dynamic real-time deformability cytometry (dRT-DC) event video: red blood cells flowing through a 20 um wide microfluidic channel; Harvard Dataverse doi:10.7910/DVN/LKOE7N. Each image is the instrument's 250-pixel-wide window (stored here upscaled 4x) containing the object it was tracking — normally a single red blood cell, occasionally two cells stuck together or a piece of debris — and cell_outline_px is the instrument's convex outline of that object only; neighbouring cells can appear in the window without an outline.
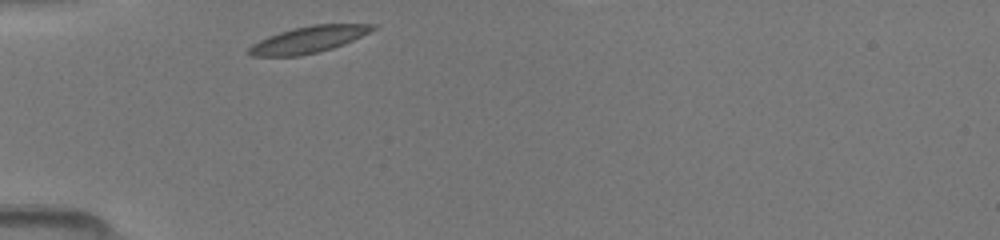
{"species": "common noctule bat (a hibernating species)", "species_latin": "Nyctalus noctula", "temperature_condition": "room temperature", "stored_images_in_passage": 28, "camera_frame_rate_fps": 3000, "um_per_image_px": 0.085, "animal": {"sex": "female", "body_mass_g": 19.5, "forearm_length_mm": 54.1}, "frame": {"image": 1, "passage_image": 1, "time_ms": 0.0, "image_size_px": [1000, 240], "cell_outline_px": [[380, 24], [376, 28], [344, 44], [332, 48], [300, 56], [252, 56], [244, 52], [252, 44], [268, 36], [292, 28], [312, 24]], "centroid_in_image_um": [26.18, 3.36], "position_along_channel_um": 58.8, "area_um2": 19.13}}
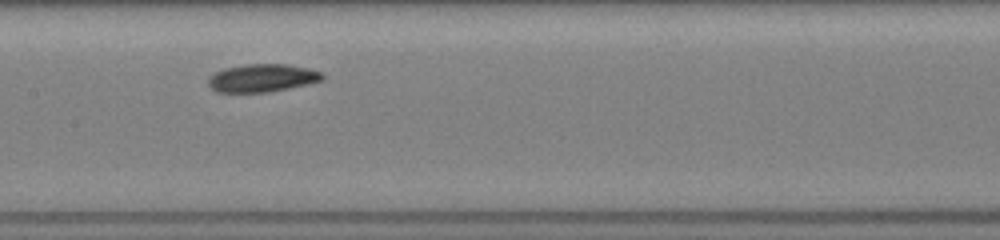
{"frame": {"image": 2, "passage_image": 11, "time_ms": 3.333, "image_size_px": [1000, 240], "cell_outline_px": [[324, 80], [308, 84], [268, 92], [216, 92], [208, 84], [208, 76], [224, 68], [248, 64], [288, 64], [308, 68], [320, 72], [324, 76]], "centroid_in_image_um": [22.28, 6.63], "position_along_channel_um": 185.1, "area_um2": 18.55}}
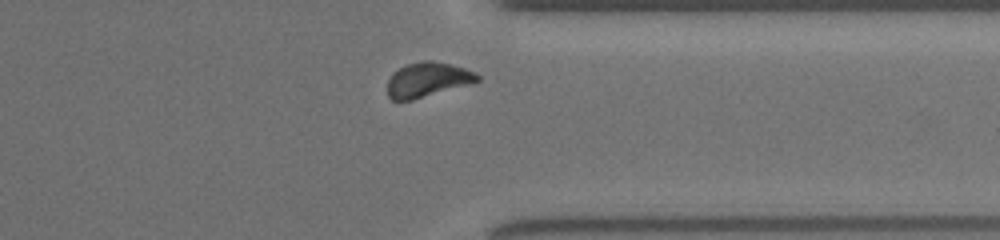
{"frame": {"image": 3, "passage_image": 25, "time_ms": 8.0, "image_size_px": [1000, 240], "cell_outline_px": [[480, 80], [472, 84], [412, 100], [392, 100], [388, 96], [388, 80], [392, 72], [404, 64], [424, 60], [432, 60], [464, 68], [476, 72], [480, 76]], "centroid_in_image_um": [36.34, 6.77], "position_along_channel_um": 375.1, "area_um2": 18.38}}